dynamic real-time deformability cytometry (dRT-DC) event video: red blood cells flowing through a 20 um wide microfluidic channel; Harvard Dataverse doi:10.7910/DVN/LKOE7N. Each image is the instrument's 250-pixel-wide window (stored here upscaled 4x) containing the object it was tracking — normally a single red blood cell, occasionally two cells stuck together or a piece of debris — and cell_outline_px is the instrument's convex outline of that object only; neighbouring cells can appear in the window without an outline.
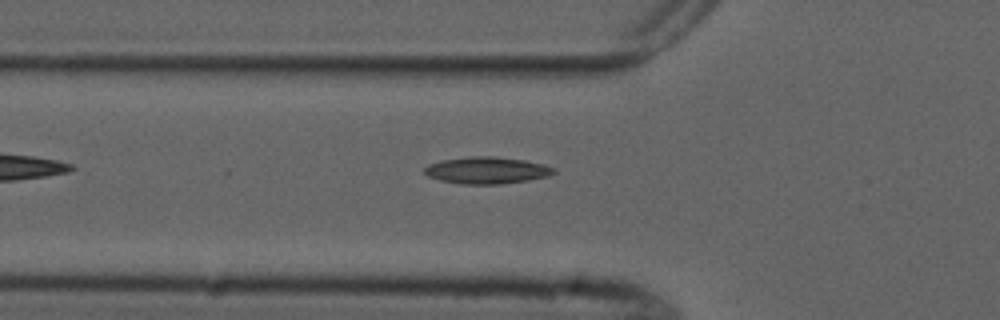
{"species": "common noctule bat (a hibernating species)", "species_latin": "Nyctalus noctula", "temperature_condition": "cold", "stored_images_in_passage": 5, "camera_frame_rate_fps": 3000, "um_per_image_px": 0.085, "animal": {"sex": "male", "forearm_length_mm": 52.5}, "frame": {"image": 1, "passage_image": 5, "time_ms": 5.667, "image_size_px": [1000, 320], "cell_outline_px": [[556, 172], [548, 176], [528, 180], [500, 184], [460, 184], [440, 180], [428, 176], [424, 172], [424, 168], [428, 164], [444, 160], [472, 156], [496, 156], [524, 160], [544, 164], [556, 168]], "centroid_in_image_um": [41.4, 14.47], "position_along_channel_um": 84.4, "area_um2": 20.23}}